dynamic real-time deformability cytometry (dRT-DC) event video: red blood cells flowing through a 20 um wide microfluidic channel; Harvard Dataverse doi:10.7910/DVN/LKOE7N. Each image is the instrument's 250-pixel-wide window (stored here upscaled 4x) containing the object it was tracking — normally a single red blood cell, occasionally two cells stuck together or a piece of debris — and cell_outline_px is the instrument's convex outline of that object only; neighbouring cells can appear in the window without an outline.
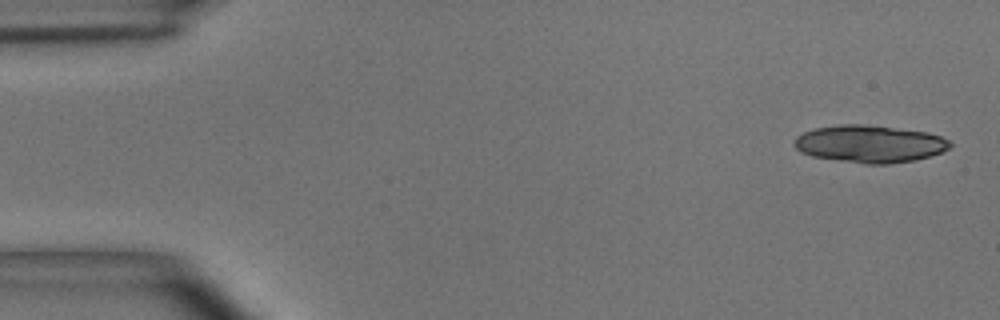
{"species": "common noctule bat (a hibernating species)", "species_latin": "Nyctalus noctula", "temperature_condition": "room temperature", "stored_images_in_passage": 5, "camera_frame_rate_fps": 3000, "um_per_image_px": 0.085, "animal": {"sex": "male", "body_mass_g": 15.6}, "frame": {"image": 1, "passage_image": 1, "time_ms": 0.0, "image_size_px": [1000, 320], "cell_outline_px": [[952, 144], [948, 148], [940, 152], [928, 156], [912, 160], [888, 164], [868, 164], [812, 156], [800, 152], [792, 144], [792, 140], [796, 136], [804, 132], [816, 128], [836, 124], [864, 124], [928, 132], [940, 136], [948, 140]], "centroid_in_image_um": [73.87, 12.21], "position_along_channel_um": 11.1, "area_um2": 33.76}}